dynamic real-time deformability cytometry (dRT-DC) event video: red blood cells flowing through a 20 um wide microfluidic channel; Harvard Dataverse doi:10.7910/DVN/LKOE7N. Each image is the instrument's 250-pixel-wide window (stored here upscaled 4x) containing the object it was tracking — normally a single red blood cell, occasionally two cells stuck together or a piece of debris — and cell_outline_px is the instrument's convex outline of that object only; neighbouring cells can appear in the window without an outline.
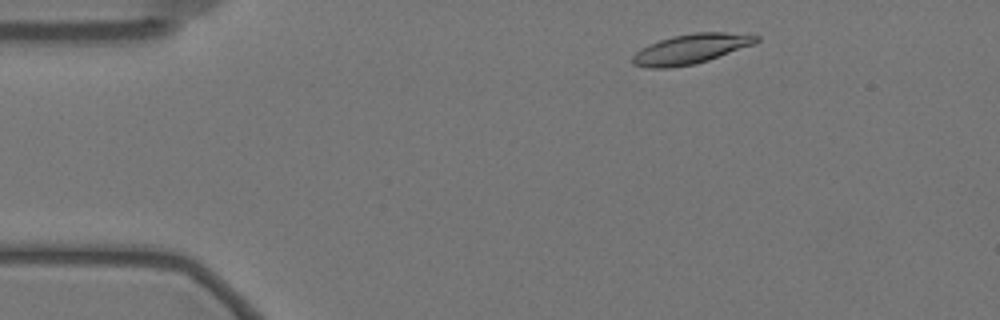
{"species": "Egyptian fruit bat (a non-hibernating species)", "species_latin": "Rousettus aegyptiacus", "temperature_condition": "warm", "stored_images_in_passage": 53, "camera_frame_rate_fps": 3000, "um_per_image_px": 0.085, "animal": {"sex": "female"}, "frame": {"image": 1, "passage_image": 4, "time_ms": 1.0, "image_size_px": [1000, 320], "cell_outline_px": [[760, 40], [752, 44], [708, 60], [692, 64], [668, 68], [648, 68], [632, 64], [632, 56], [640, 48], [648, 44], [672, 36], [696, 32], [724, 32], [760, 36]], "centroid_in_image_um": [58.66, 4.16], "position_along_channel_um": 26.3, "area_um2": 21.21}}
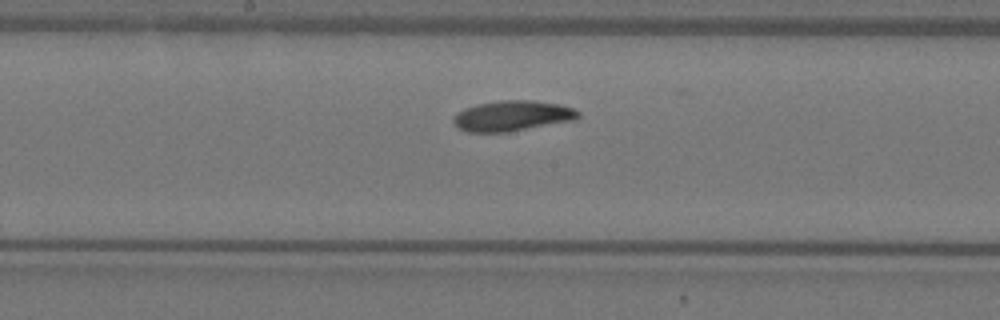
{"frame": {"image": 2, "passage_image": 25, "time_ms": 8.0, "image_size_px": [1000, 320], "cell_outline_px": [[580, 116], [572, 120], [508, 132], [468, 132], [460, 128], [452, 120], [452, 116], [456, 112], [464, 108], [476, 104], [500, 100], [532, 100], [560, 104], [572, 108], [580, 112]], "centroid_in_image_um": [43.5, 9.83], "position_along_channel_um": 204.7, "area_um2": 22.08}}
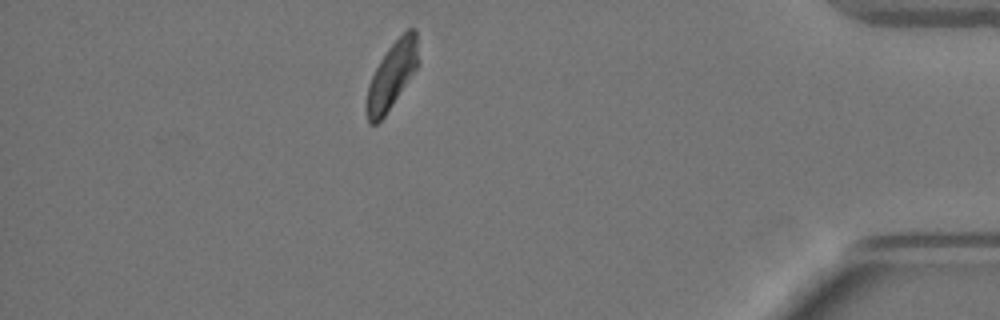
{"frame": {"image": 3, "passage_image": 46, "time_ms": 15.0, "image_size_px": [1000, 320], "cell_outline_px": [[420, 64], [384, 116], [376, 124], [368, 124], [368, 84], [380, 60], [388, 48], [408, 28], [416, 28], [420, 60]], "centroid_in_image_um": [33.37, 6.34], "position_along_channel_um": 401.8, "area_um2": 19.77}, "authors_computed_cell_mechanics": {"area_um2": 21.2704, "velocity_mm_per_s": 3.4445, "shape_relaxation_time_tau1_ms": null, "shape_relaxation_time_tau2_ms": 5.2458, "deformation_change_tau1": null, "deformation_change_tau2": 0.0987}}